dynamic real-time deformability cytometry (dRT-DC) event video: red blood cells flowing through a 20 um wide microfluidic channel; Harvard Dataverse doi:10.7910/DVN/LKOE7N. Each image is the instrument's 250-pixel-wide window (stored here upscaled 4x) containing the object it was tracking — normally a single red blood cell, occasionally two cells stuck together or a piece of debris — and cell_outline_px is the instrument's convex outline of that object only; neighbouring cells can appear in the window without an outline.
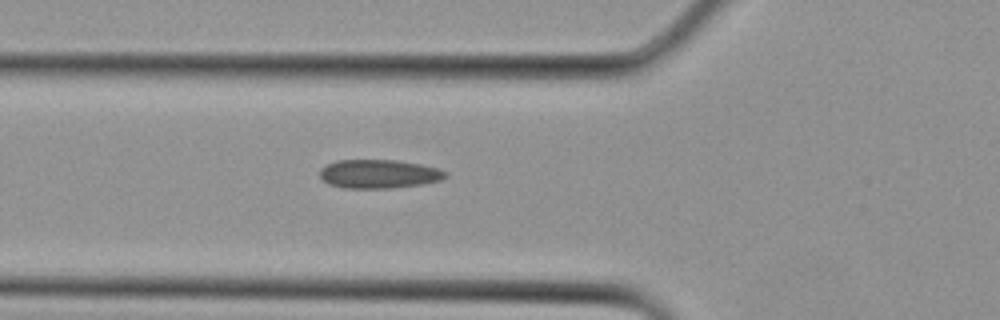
{"species": "Egyptian fruit bat (a non-hibernating species)", "species_latin": "Rousettus aegyptiacus", "temperature_condition": "cold", "stored_images_in_passage": 4, "camera_frame_rate_fps": 3000, "um_per_image_px": 0.085, "animal": {"sex": "female"}, "frame": {"image": 1, "passage_image": 4, "time_ms": 1.0, "image_size_px": [1000, 320], "cell_outline_px": [[448, 176], [440, 180], [424, 184], [392, 188], [344, 188], [328, 184], [320, 176], [320, 168], [336, 160], [396, 160], [420, 164], [440, 168], [448, 172]], "centroid_in_image_um": [32.24, 14.78], "position_along_channel_um": 93.6, "area_um2": 21.21}}